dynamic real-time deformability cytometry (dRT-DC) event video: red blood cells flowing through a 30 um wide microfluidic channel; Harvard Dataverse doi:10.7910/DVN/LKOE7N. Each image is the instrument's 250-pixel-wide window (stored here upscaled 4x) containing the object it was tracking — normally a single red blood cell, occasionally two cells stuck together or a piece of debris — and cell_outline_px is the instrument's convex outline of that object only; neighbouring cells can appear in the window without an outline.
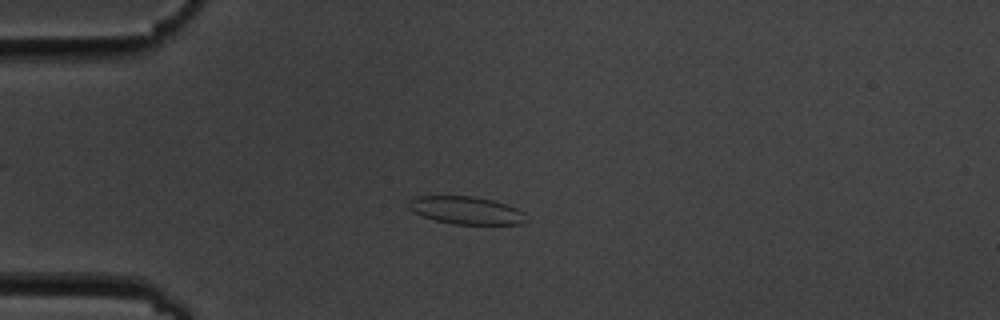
{"species": "common noctule bat (a hibernating species)", "species_latin": "Nyctalus noctula", "temperature_condition": "cold", "stored_images_in_passage": 8, "camera_frame_rate_fps": 3000, "um_per_image_px": 0.085, "animal": {"sex": "male", "body_mass_g": 19.5, "forearm_length_mm": 54.6}, "frame": {"image": 1, "passage_image": 4, "time_ms": 3.333, "image_size_px": [1000, 320], "cell_outline_px": [[528, 220], [524, 224], [452, 224], [436, 220], [424, 216], [408, 208], [408, 200], [416, 196], [472, 196], [492, 200], [516, 208], [524, 212]], "centroid_in_image_um": [39.64, 17.88], "position_along_channel_um": 45.4, "area_um2": 18.9}}
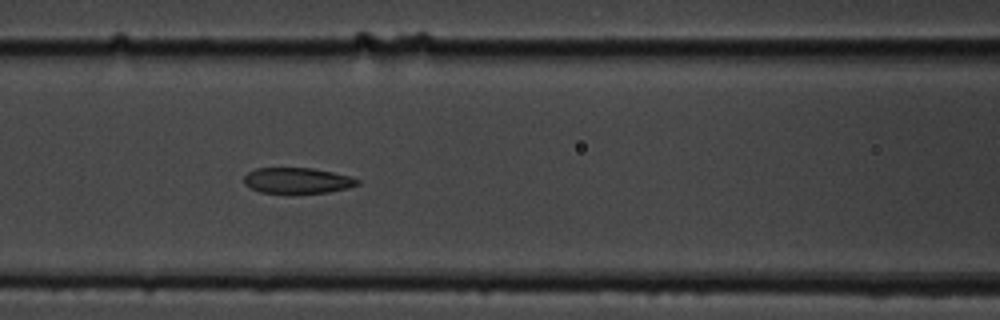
{"frame": {"image": 2, "passage_image": 7, "time_ms": 6.667, "image_size_px": [1000, 320], "cell_outline_px": [[360, 184], [348, 188], [328, 192], [260, 192], [244, 184], [244, 176], [248, 172], [256, 168], [312, 168], [332, 172], [348, 176], [360, 180]], "centroid_in_image_um": [25.27, 15.33], "position_along_channel_um": 141.3, "area_um2": 16.7}}
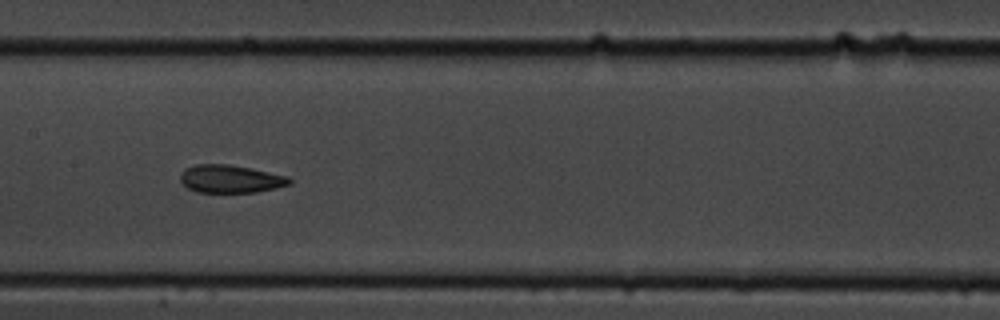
{"frame": {"image": 3, "passage_image": 8, "time_ms": 8.0, "image_size_px": [1000, 320], "cell_outline_px": [[292, 184], [276, 188], [256, 192], [196, 192], [188, 188], [180, 180], [180, 172], [184, 168], [196, 164], [228, 164], [288, 176], [292, 180]], "centroid_in_image_um": [19.57, 15.21], "position_along_channel_um": 187.8, "area_um2": 17.74}}